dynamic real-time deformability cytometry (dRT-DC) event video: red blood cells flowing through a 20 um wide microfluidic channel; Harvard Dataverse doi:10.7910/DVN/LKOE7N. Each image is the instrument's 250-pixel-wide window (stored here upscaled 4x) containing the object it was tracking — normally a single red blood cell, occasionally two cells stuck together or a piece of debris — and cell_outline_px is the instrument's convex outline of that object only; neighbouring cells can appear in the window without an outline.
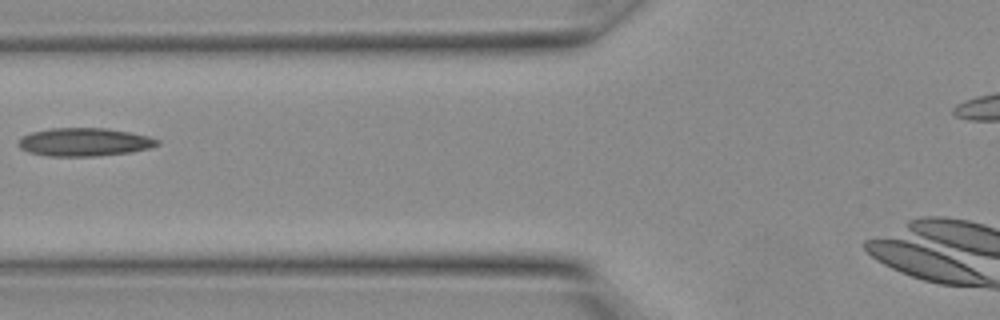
{"species": "Egyptian fruit bat (a non-hibernating species)", "species_latin": "Rousettus aegyptiacus", "temperature_condition": "warm", "stored_images_in_passage": 10, "camera_frame_rate_fps": 3000, "um_per_image_px": 0.085, "animal": {"sex": "female"}, "frame": {"image": 1, "passage_image": 4, "time_ms": 1.0, "image_size_px": [1000, 320], "cell_outline_px": [[160, 144], [148, 148], [132, 152], [96, 156], [48, 156], [28, 152], [20, 148], [20, 140], [24, 136], [32, 132], [52, 128], [108, 128], [148, 136], [160, 140]], "centroid_in_image_um": [7.2, 12.08], "position_along_channel_um": 118.6, "area_um2": 22.66}}
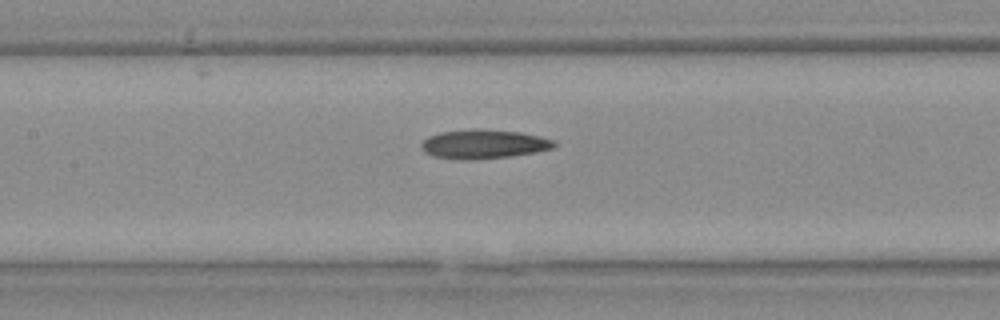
{"frame": {"image": 2, "passage_image": 6, "time_ms": 1.667, "image_size_px": [1000, 320], "cell_outline_px": [[556, 144], [552, 148], [536, 152], [508, 156], [464, 160], [460, 160], [432, 156], [424, 152], [420, 144], [428, 136], [440, 132], [520, 132], [556, 140]], "centroid_in_image_um": [41.1, 12.3], "position_along_channel_um": 166.3, "area_um2": 21.33}}